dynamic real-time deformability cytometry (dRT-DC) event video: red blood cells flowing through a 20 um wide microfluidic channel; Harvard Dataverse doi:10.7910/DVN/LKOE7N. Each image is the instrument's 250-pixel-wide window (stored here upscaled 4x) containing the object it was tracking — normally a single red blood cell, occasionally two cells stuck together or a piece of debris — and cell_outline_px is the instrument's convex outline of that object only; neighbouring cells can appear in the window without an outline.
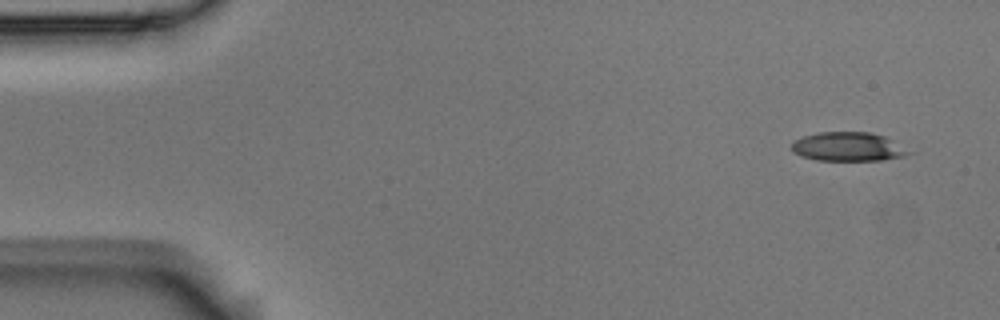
{"species": "Egyptian fruit bat (a non-hibernating species)", "species_latin": "Rousettus aegyptiacus", "temperature_condition": "room temperature", "stored_images_in_passage": 10, "camera_frame_rate_fps": 3000, "um_per_image_px": 0.085, "animal": {"sex": "male"}, "frame": {"image": 1, "passage_image": 1, "time_ms": 0.0, "image_size_px": [1000, 320], "cell_outline_px": [[916, 152], [904, 156], [884, 160], [816, 160], [800, 156], [792, 152], [792, 144], [796, 140], [804, 136], [820, 132], [868, 132], [884, 136]], "centroid_in_image_um": [72.13, 12.48], "position_along_channel_um": 12.9, "area_um2": 19.83}}
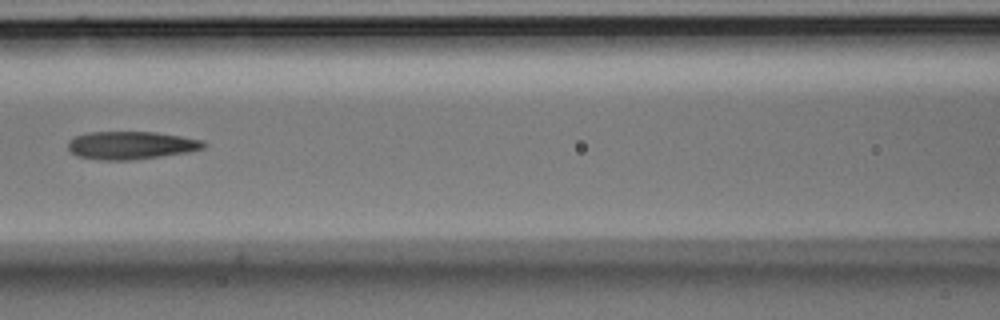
{"frame": {"image": 2, "passage_image": 7, "time_ms": 2.0, "image_size_px": [1000, 320], "cell_outline_px": [[208, 144], [204, 148], [188, 152], [132, 160], [96, 160], [76, 156], [68, 148], [68, 140], [76, 136], [88, 132], [156, 132], [204, 140]], "centroid_in_image_um": [11.14, 12.35], "position_along_channel_um": 155.5, "area_um2": 22.2}}
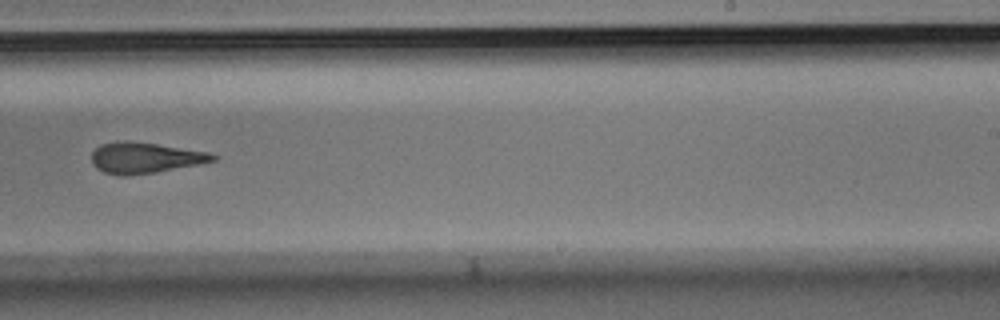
{"frame": {"image": 3, "passage_image": 10, "time_ms": 3.0, "image_size_px": [1000, 320], "cell_outline_px": [[220, 156], [216, 160], [200, 164], [156, 172], [124, 176], [120, 176], [104, 172], [96, 168], [92, 164], [92, 152], [100, 144], [116, 140], [128, 140], [156, 144], [208, 152]], "centroid_in_image_um": [12.3, 13.41], "position_along_channel_um": 276.7, "area_um2": 21.96}}